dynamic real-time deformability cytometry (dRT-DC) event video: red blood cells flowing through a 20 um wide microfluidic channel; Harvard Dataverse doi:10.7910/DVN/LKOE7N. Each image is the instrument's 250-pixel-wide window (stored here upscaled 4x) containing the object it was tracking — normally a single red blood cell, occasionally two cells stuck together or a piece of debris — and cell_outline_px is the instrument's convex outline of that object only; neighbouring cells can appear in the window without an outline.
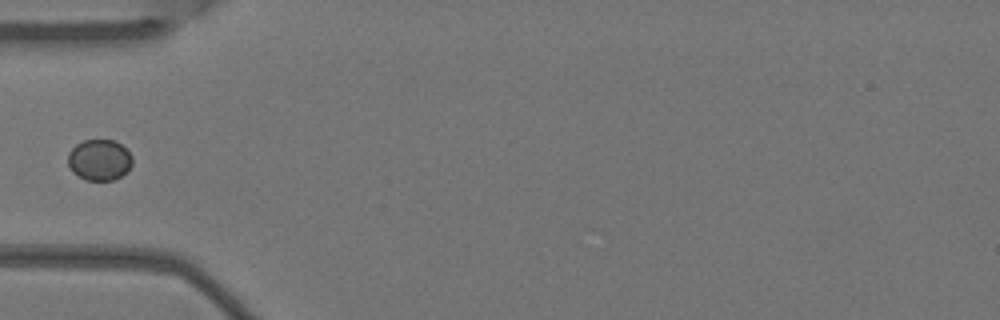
{"species": "Egyptian fruit bat (a non-hibernating species)", "species_latin": "Rousettus aegyptiacus", "temperature_condition": "warm", "stored_images_in_passage": 6, "camera_frame_rate_fps": 3000, "um_per_image_px": 0.085, "animal": {"sex": "female"}, "frame": {"image": 1, "passage_image": 6, "time_ms": 1.667, "image_size_px": [1000, 320], "cell_outline_px": [[132, 164], [120, 176], [112, 180], [84, 180], [72, 172], [68, 164], [68, 152], [76, 144], [84, 140], [116, 140], [132, 156]], "centroid_in_image_um": [8.41, 13.59], "position_along_channel_um": 76.6, "area_um2": 15.32}}